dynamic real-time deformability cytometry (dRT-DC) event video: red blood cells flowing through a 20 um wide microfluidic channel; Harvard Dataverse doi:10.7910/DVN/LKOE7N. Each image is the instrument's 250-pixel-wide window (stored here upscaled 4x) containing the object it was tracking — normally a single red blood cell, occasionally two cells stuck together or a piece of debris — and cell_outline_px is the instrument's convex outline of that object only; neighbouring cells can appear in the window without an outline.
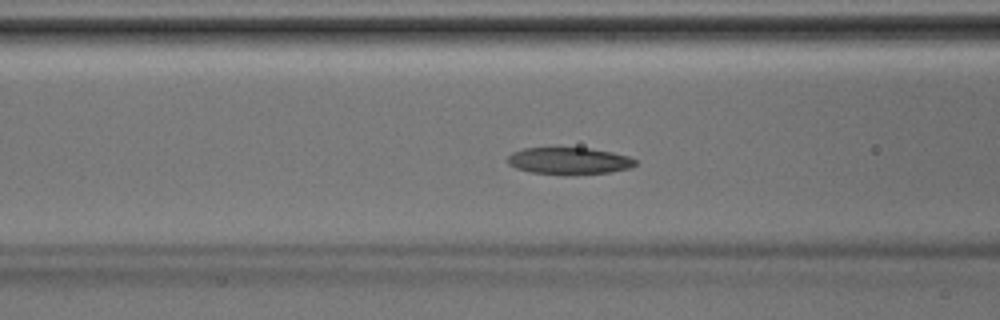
{"species": "Egyptian fruit bat (a non-hibernating species)", "species_latin": "Rousettus aegyptiacus", "temperature_condition": "room temperature", "stored_images_in_passage": 32, "camera_frame_rate_fps": 3000, "um_per_image_px": 0.085, "animal": {"sex": "male"}, "frame": {"image": 1, "passage_image": 6, "time_ms": 1.667, "image_size_px": [1000, 320], "cell_outline_px": [[636, 164], [632, 168], [612, 172], [564, 176], [532, 172], [516, 168], [508, 164], [508, 156], [512, 152], [524, 148], [588, 148], [612, 152], [628, 156], [636, 160]], "centroid_in_image_um": [48.39, 13.69], "position_along_channel_um": 118.2, "area_um2": 20.35}}
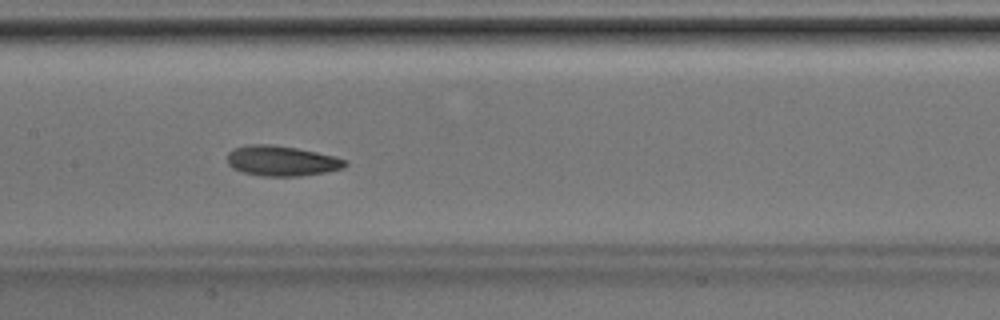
{"frame": {"image": 2, "passage_image": 10, "time_ms": 3.0, "image_size_px": [1000, 320], "cell_outline_px": [[348, 164], [344, 168], [324, 172], [300, 176], [260, 176], [244, 172], [232, 168], [228, 164], [228, 152], [236, 148], [248, 144], [272, 144], [296, 148], [316, 152], [348, 160]], "centroid_in_image_um": [23.94, 13.67], "position_along_channel_um": 183.5, "area_um2": 20.69}}
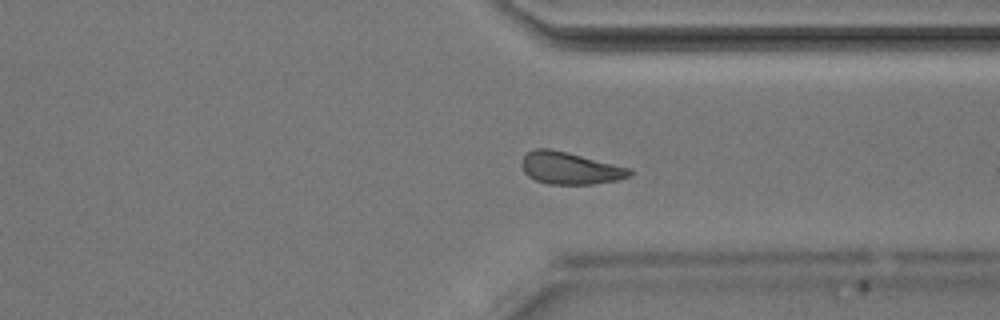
{"frame": {"image": 3, "passage_image": 21, "time_ms": 6.667, "image_size_px": [1000, 320], "cell_outline_px": [[632, 176], [616, 180], [592, 184], [548, 184], [536, 180], [528, 176], [524, 172], [520, 164], [524, 156], [528, 152], [536, 148], [548, 148], [568, 152], [632, 168]], "centroid_in_image_um": [48.46, 14.29], "position_along_channel_um": 362.9, "area_um2": 20.35}}